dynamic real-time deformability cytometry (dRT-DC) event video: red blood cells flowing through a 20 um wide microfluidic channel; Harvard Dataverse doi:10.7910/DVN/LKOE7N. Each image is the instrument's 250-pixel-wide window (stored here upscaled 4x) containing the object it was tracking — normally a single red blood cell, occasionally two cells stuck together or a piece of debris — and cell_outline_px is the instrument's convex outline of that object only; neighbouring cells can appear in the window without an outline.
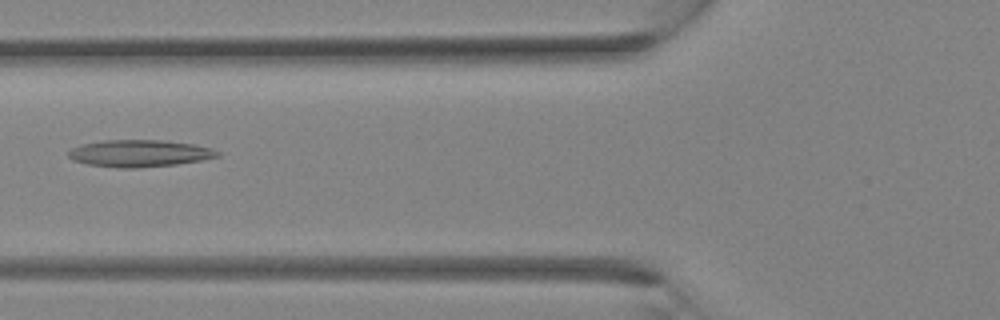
{"species": "Egyptian fruit bat (a non-hibernating species)", "species_latin": "Rousettus aegyptiacus", "temperature_condition": "room temperature", "stored_images_in_passage": 34, "camera_frame_rate_fps": 3000, "um_per_image_px": 0.085, "animal": {"sex": "female"}, "frame": {"image": 1, "passage_image": 13, "time_ms": 4.0, "image_size_px": [1000, 320], "cell_outline_px": [[220, 156], [200, 160], [176, 164], [136, 168], [120, 168], [88, 164], [72, 160], [68, 156], [68, 152], [72, 148], [84, 144], [104, 140], [160, 140], [192, 144], [212, 148], [220, 152]], "centroid_in_image_um": [11.85, 13.03], "position_along_channel_um": 113.9, "area_um2": 23.24}}
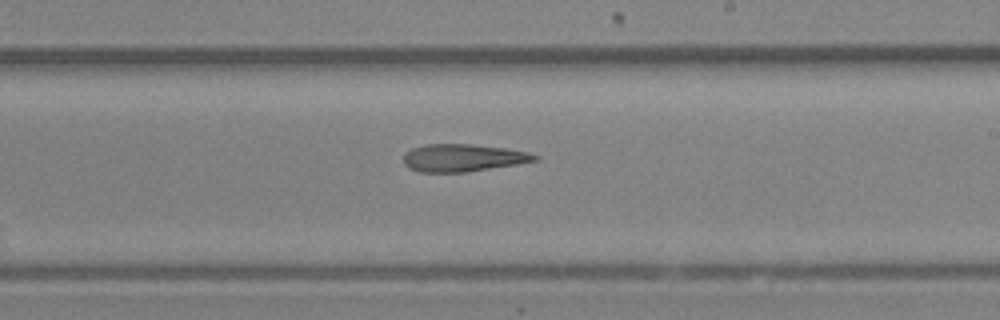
{"frame": {"image": 2, "passage_image": 20, "time_ms": 6.333, "image_size_px": [1000, 320], "cell_outline_px": [[540, 160], [516, 164], [464, 172], [420, 172], [408, 168], [404, 164], [404, 152], [412, 148], [428, 144], [472, 144], [504, 148], [528, 152], [540, 156]], "centroid_in_image_um": [39.34, 13.41], "position_along_channel_um": 249.7, "area_um2": 20.98}}
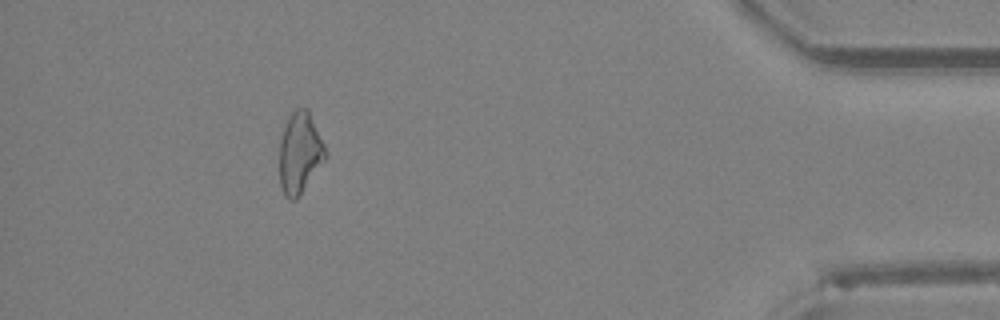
{"frame": {"image": 3, "passage_image": 31, "time_ms": 10.0, "image_size_px": [1000, 320], "cell_outline_px": [[328, 156], [300, 196], [296, 200], [288, 200], [284, 196], [280, 184], [280, 140], [288, 116], [296, 108], [308, 108], [328, 152]], "centroid_in_image_um": [25.5, 13.02], "position_along_channel_um": 409.7, "area_um2": 22.08}}